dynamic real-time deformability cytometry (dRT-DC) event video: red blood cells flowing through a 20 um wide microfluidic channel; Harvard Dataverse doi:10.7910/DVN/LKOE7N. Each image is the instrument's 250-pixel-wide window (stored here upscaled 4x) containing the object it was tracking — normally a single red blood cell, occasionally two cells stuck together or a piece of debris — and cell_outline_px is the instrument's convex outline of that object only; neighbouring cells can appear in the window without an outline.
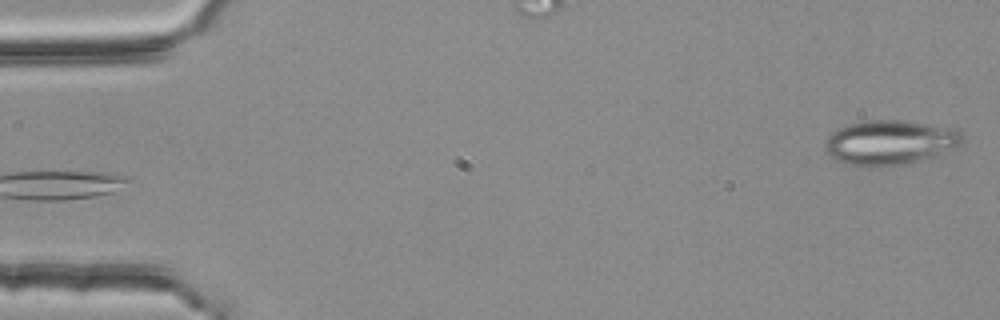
{"species": "common noctule bat (a hibernating species)", "species_latin": "Nyctalus noctula", "temperature_condition": "room temperature", "stored_images_in_passage": 3, "camera_frame_rate_fps": 3000, "um_per_image_px": 0.085, "animal": {"sex": "female", "body_mass_g": 25.1}, "frame": {"image": 1, "passage_image": 3, "time_ms": 0.667, "image_size_px": [1000, 320], "cell_outline_px": [[964, 140], [960, 144], [932, 156], [908, 164], [844, 164], [836, 160], [828, 152], [824, 144], [824, 140], [836, 128], [848, 124], [868, 120], [904, 120], [960, 128]], "centroid_in_image_um": [75.66, 12.05], "position_along_channel_um": 9.3, "area_um2": 35.26}}